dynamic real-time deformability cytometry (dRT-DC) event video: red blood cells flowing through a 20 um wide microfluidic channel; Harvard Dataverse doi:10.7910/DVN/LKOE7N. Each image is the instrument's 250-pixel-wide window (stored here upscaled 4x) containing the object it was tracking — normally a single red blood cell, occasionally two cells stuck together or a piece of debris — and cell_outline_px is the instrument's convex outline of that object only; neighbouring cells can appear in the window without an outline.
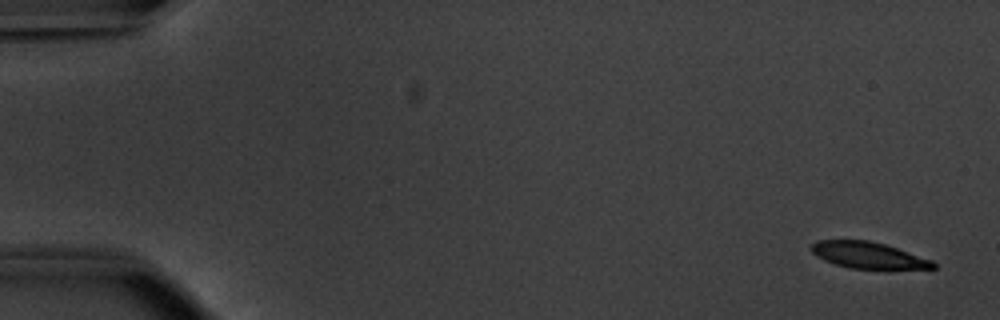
{"species": "common noctule bat (a hibernating species)", "species_latin": "Nyctalus noctula", "temperature_condition": "warm", "stored_images_in_passage": 13, "camera_frame_rate_fps": 3000, "um_per_image_px": 0.085, "animal": {"sex": "male", "body_mass_g": 20.1, "forearm_length_mm": 53.5}, "frame": {"image": 1, "passage_image": 3, "time_ms": 0.667, "image_size_px": [1000, 320], "cell_outline_px": [[936, 268], [888, 272], [848, 268], [824, 260], [816, 256], [808, 248], [816, 240], [868, 240], [884, 244], [932, 260], [936, 264]], "centroid_in_image_um": [73.86, 21.75], "position_along_channel_um": 11.1, "area_um2": 19.71}}